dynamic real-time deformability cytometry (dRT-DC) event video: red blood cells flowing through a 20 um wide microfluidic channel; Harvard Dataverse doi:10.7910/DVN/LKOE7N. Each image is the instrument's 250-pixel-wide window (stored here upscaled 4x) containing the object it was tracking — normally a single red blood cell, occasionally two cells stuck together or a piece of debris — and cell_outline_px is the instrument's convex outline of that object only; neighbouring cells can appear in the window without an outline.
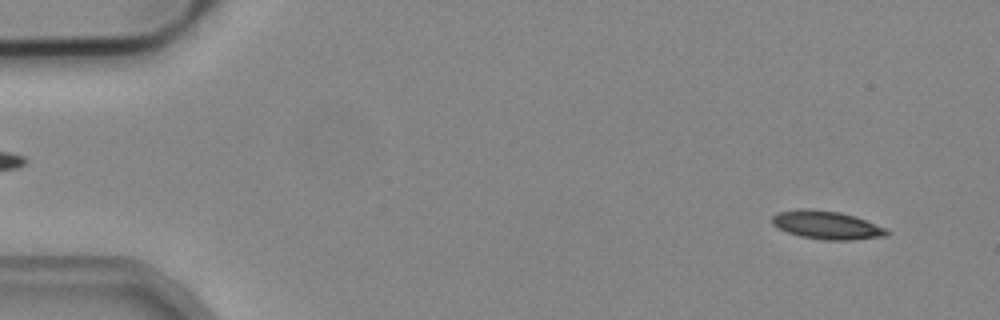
{"species": "common noctule bat (a hibernating species)", "species_latin": "Nyctalus noctula", "temperature_condition": "cold", "stored_images_in_passage": 5, "segment_of_instrument_passage": [2, 2], "camera_frame_rate_fps": 3000, "um_per_image_px": 0.085, "animal": {"sex": "male", "body_mass_g": 19.2, "forearm_length_mm": 51.8}, "frame": {"image": 1, "passage_image": 5, "time_ms": 1.333, "image_size_px": [1000, 320], "cell_outline_px": [[892, 232], [888, 236], [848, 240], [824, 240], [800, 236], [788, 232], [772, 224], [772, 216], [780, 212], [800, 208], [812, 208], [840, 212], [864, 220], [884, 228]], "centroid_in_image_um": [70.26, 19.13], "position_along_channel_um": 14.7, "area_um2": 18.73}}